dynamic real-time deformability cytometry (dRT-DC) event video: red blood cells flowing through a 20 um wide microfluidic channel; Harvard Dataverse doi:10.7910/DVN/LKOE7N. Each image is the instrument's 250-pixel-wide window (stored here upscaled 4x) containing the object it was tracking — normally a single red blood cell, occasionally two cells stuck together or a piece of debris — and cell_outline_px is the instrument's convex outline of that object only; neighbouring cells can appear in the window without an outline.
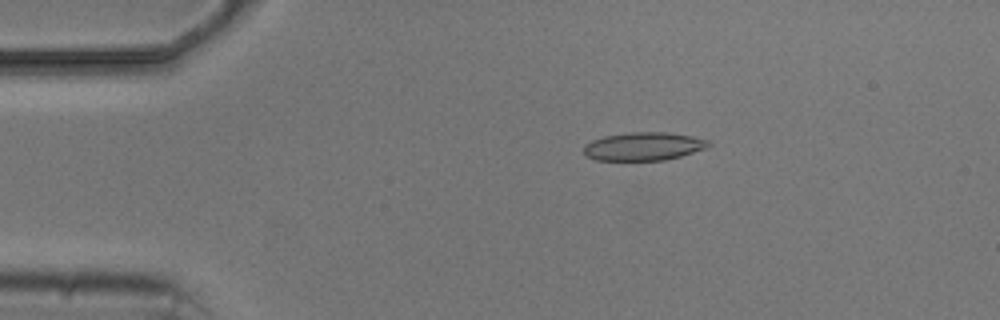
{"species": "common noctule bat (a hibernating species)", "species_latin": "Nyctalus noctula", "temperature_condition": "cold", "stored_images_in_passage": 4, "camera_frame_rate_fps": 3000, "um_per_image_px": 0.085, "animal": {"sex": "male", "body_mass_g": 20.5, "forearm_length_mm": 52.5}, "frame": {"image": 1, "passage_image": 3, "time_ms": 2.0, "image_size_px": [1000, 320], "cell_outline_px": [[712, 144], [708, 148], [680, 156], [664, 160], [596, 160], [588, 156], [584, 152], [584, 144], [592, 140], [604, 136], [632, 132], [668, 132], [692, 136], [708, 140]], "centroid_in_image_um": [54.73, 12.43], "position_along_channel_um": 30.3, "area_um2": 20.52}}